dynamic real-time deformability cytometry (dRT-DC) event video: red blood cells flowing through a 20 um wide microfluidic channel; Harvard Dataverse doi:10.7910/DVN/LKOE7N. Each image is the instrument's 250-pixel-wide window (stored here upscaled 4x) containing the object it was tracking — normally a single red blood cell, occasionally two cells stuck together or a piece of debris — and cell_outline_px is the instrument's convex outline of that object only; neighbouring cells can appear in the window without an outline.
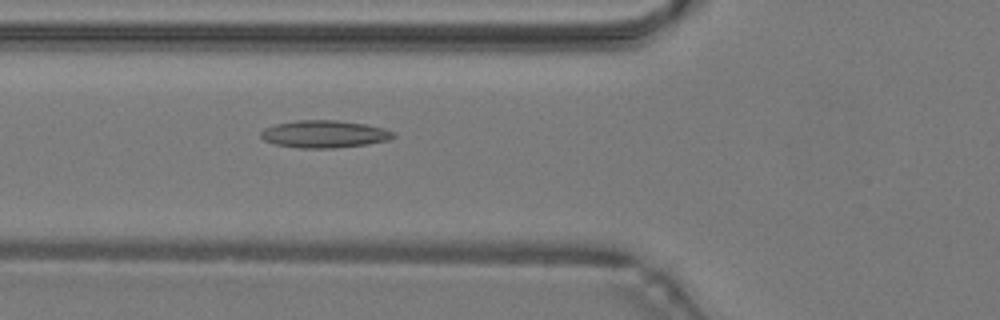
{"species": "common noctule bat (a hibernating species)", "species_latin": "Nyctalus noctula", "temperature_condition": "warm", "stored_images_in_passage": 47, "camera_frame_rate_fps": 3000, "um_per_image_px": 0.085, "animal": {"sex": "male", "body_mass_g": 19.2, "forearm_length_mm": 51.8}, "frame": {"image": 1, "passage_image": 17, "time_ms": 5.333, "image_size_px": [1000, 320], "cell_outline_px": [[396, 136], [392, 140], [368, 144], [336, 148], [296, 148], [276, 144], [264, 140], [260, 136], [260, 132], [264, 128], [276, 124], [296, 120], [336, 120], [364, 124], [384, 128], [396, 132]], "centroid_in_image_um": [27.61, 11.4], "position_along_channel_um": 98.2, "area_um2": 21.39}}
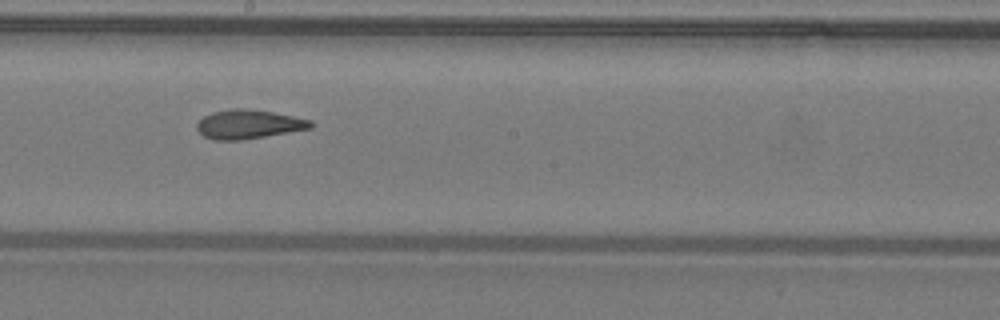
{"frame": {"image": 2, "passage_image": 26, "time_ms": 8.333, "image_size_px": [1000, 320], "cell_outline_px": [[316, 124], [312, 128], [240, 140], [212, 140], [204, 136], [196, 128], [196, 124], [204, 116], [212, 112], [236, 108], [244, 108], [272, 112], [312, 120]], "centroid_in_image_um": [21.14, 10.56], "position_along_channel_um": 227.1, "area_um2": 19.13}}
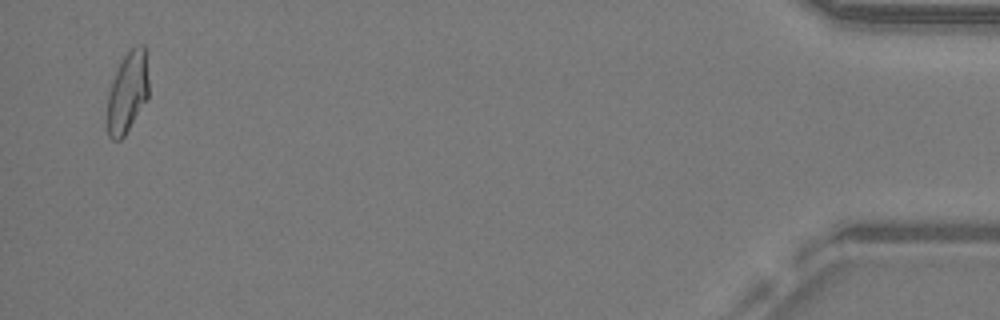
{"frame": {"image": 3, "passage_image": 46, "time_ms": 15.0, "image_size_px": [1000, 320], "cell_outline_px": [[148, 96], [124, 136], [120, 140], [112, 140], [108, 136], [108, 96], [112, 80], [124, 56], [132, 48], [140, 44], [144, 44], [148, 80]], "centroid_in_image_um": [10.84, 7.85], "position_along_channel_um": 424.4, "area_um2": 19.02}, "authors_computed_cell_mechanics": {"area_um2": 19.8254, "velocity_mm_per_s": 4.2696, "shape_relaxation_time_tau1_ms": null, "shape_relaxation_time_tau2_ms": 2.2315, "deformation_change_tau1": null, "deformation_change_tau2": 0.1044}}